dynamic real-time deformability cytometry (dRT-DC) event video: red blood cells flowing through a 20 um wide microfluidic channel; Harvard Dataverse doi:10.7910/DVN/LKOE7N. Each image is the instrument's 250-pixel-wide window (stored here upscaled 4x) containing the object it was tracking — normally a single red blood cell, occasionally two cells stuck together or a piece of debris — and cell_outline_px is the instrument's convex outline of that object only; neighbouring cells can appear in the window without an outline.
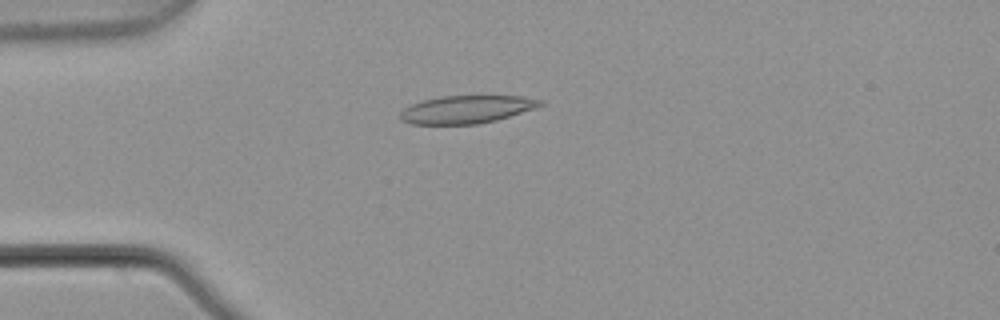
{"species": "common noctule bat (a hibernating species)", "species_latin": "Nyctalus noctula", "temperature_condition": "warm", "stored_images_in_passage": 5, "camera_frame_rate_fps": 3000, "um_per_image_px": 0.085, "animal": {"sex": "male", "body_mass_g": 21.5, "forearm_length_mm": 52.0}, "frame": {"image": 1, "passage_image": 4, "time_ms": 1.0, "image_size_px": [1000, 320], "cell_outline_px": [[544, 104], [496, 120], [476, 124], [412, 124], [400, 120], [400, 112], [404, 108], [412, 104], [424, 100], [440, 96], [520, 96], [544, 100]], "centroid_in_image_um": [39.61, 9.3], "position_along_channel_um": 45.4, "area_um2": 22.43}}
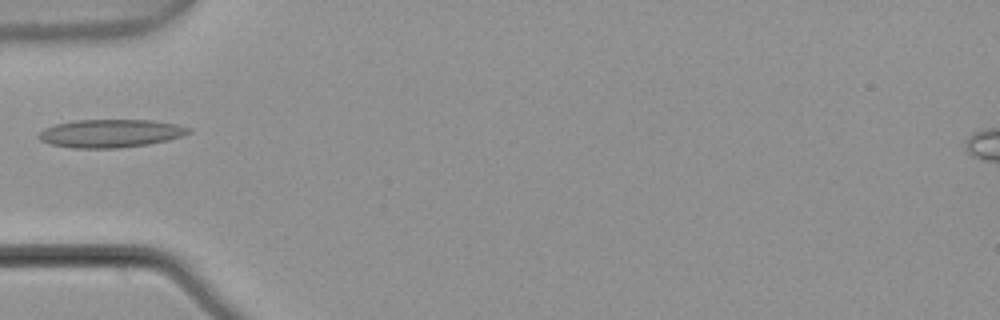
{"frame": {"image": 2, "passage_image": 5, "time_ms": 1.333, "image_size_px": [1000, 320], "cell_outline_px": [[192, 132], [168, 140], [148, 144], [120, 148], [72, 148], [48, 144], [40, 140], [36, 136], [44, 128], [56, 124], [76, 120], [152, 120], [176, 124], [188, 128]], "centroid_in_image_um": [9.35, 11.34], "position_along_channel_um": 75.7, "area_um2": 24.57}}